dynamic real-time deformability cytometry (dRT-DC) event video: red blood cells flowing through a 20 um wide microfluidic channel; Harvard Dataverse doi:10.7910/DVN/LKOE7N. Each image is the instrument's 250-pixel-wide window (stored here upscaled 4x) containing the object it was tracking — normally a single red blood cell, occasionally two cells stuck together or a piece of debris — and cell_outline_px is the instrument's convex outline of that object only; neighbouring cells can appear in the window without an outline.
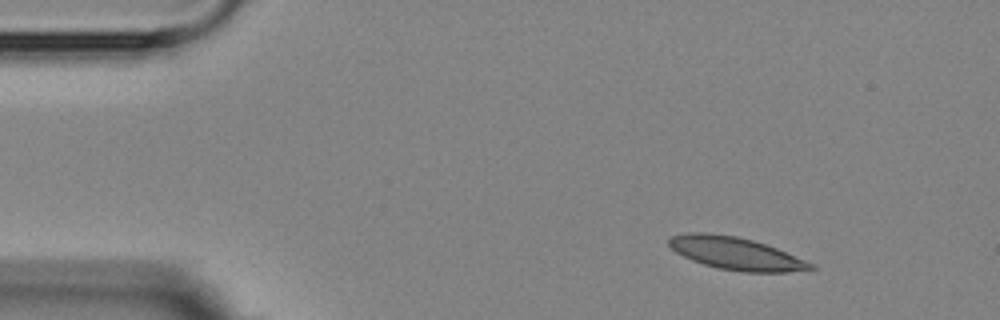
{"species": "Egyptian fruit bat (a non-hibernating species)", "species_latin": "Rousettus aegyptiacus", "temperature_condition": "room temperature", "stored_images_in_passage": 3, "camera_frame_rate_fps": 3000, "um_per_image_px": 0.085, "animal": {"sex": "female"}, "frame": {"image": 1, "passage_image": 1, "time_ms": 0.0, "image_size_px": [1000, 320], "cell_outline_px": [[816, 268], [788, 272], [744, 272], [720, 268], [704, 264], [692, 260], [676, 252], [668, 244], [668, 240], [672, 236], [688, 232], [704, 232], [736, 236], [752, 240], [776, 248], [816, 264]], "centroid_in_image_um": [62.56, 21.54], "position_along_channel_um": 22.4, "area_um2": 26.65}}